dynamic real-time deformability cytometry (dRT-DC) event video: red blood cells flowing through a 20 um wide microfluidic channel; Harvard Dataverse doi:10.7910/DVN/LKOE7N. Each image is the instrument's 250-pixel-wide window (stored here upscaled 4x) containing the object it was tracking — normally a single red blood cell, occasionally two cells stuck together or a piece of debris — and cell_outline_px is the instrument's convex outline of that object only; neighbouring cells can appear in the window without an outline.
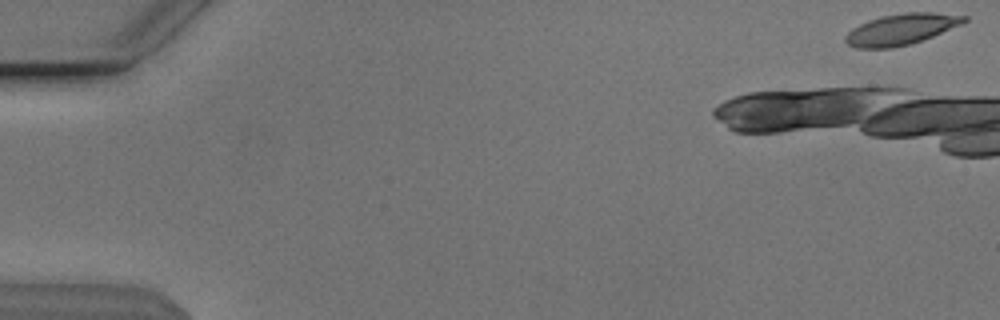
{"species": "Egyptian fruit bat (a non-hibernating species)", "species_latin": "Rousettus aegyptiacus", "temperature_condition": "cold", "stored_images_in_passage": 12, "camera_frame_rate_fps": 3000, "um_per_image_px": 0.085, "animal": {"sex": "male"}, "frame": {"image": 1, "passage_image": 1, "time_ms": 0.0, "image_size_px": [1000, 320], "cell_outline_px": [[968, 20], [960, 24], [932, 36], [908, 44], [892, 48], [856, 48], [848, 44], [844, 40], [844, 36], [852, 28], [868, 20], [880, 16], [904, 12], [932, 12], [968, 16]], "centroid_in_image_um": [76.56, 2.48], "position_along_channel_um": 8.4, "area_um2": 21.27}}